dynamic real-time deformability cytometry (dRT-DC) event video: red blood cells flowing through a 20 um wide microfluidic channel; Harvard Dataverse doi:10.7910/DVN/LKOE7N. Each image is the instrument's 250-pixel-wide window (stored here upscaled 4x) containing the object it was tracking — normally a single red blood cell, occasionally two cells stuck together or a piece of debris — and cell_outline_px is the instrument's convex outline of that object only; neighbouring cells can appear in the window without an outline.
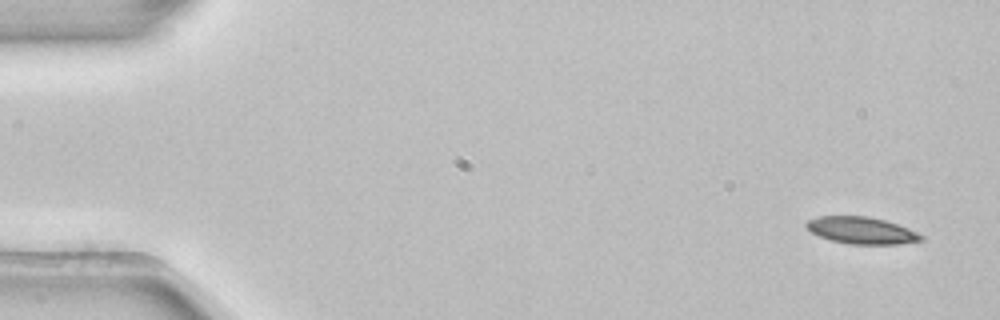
{"species": "common noctule bat (a hibernating species)", "species_latin": "Nyctalus noctula", "temperature_condition": "room temperature", "stored_images_in_passage": 4, "camera_frame_rate_fps": 3000, "um_per_image_px": 0.085, "animal": {"sex": "female", "body_mass_g": 22.7, "forearm_length_mm": 54.2}, "frame": {"image": 1, "passage_image": 1, "time_ms": 0.0, "image_size_px": [1000, 320], "cell_outline_px": [[924, 240], [900, 244], [848, 244], [832, 240], [820, 236], [812, 232], [804, 224], [808, 220], [820, 216], [868, 216], [884, 220], [908, 228], [924, 236]], "centroid_in_image_um": [73.25, 19.59], "position_along_channel_um": 11.8, "area_um2": 17.86}}
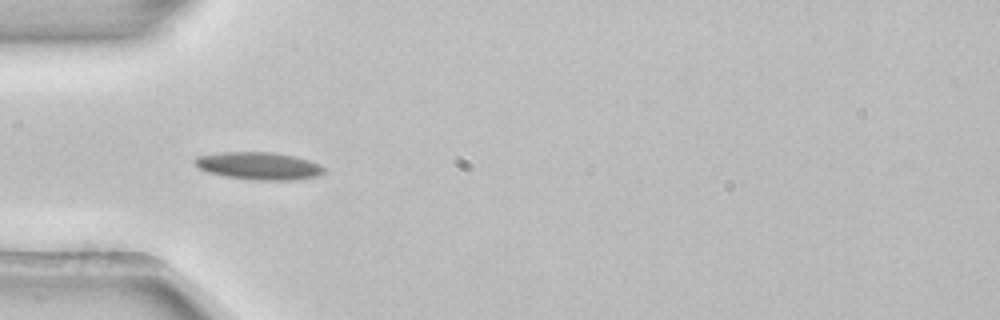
{"frame": {"image": 2, "passage_image": 4, "time_ms": 1.0, "image_size_px": [1000, 320], "cell_outline_px": [[324, 172], [316, 176], [288, 180], [252, 180], [224, 176], [208, 172], [200, 168], [192, 160], [196, 156], [220, 152], [272, 152], [296, 156], [320, 164], [324, 168]], "centroid_in_image_um": [21.97, 14.09], "position_along_channel_um": 63.0, "area_um2": 20.69}}